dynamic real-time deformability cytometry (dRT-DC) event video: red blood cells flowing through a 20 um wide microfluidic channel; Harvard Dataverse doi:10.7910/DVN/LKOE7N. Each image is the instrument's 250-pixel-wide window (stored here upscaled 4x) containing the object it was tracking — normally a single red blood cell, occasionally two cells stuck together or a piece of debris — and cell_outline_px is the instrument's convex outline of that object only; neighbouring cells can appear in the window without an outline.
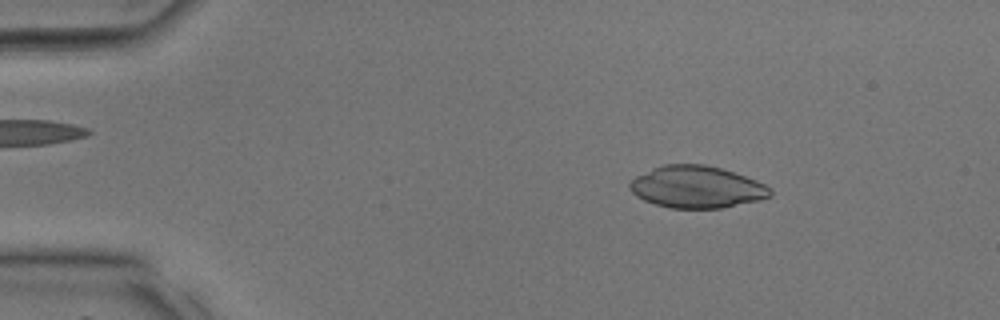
{"species": "common noctule bat (a hibernating species)", "species_latin": "Nyctalus noctula", "temperature_condition": "room temperature", "stored_images_in_passage": 4, "camera_frame_rate_fps": 3000, "um_per_image_px": 0.085, "animal": {"sex": "male", "body_mass_g": 17.9, "forearm_length_mm": 54.2}, "frame": {"image": 1, "passage_image": 2, "time_ms": 0.333, "image_size_px": [1000, 320], "cell_outline_px": [[772, 196], [760, 200], [720, 208], [668, 208], [644, 200], [636, 196], [628, 188], [628, 184], [636, 176], [652, 168], [664, 164], [704, 164], [720, 168], [756, 180], [764, 184], [772, 192]], "centroid_in_image_um": [59.19, 15.9], "position_along_channel_um": 25.8, "area_um2": 34.28}}